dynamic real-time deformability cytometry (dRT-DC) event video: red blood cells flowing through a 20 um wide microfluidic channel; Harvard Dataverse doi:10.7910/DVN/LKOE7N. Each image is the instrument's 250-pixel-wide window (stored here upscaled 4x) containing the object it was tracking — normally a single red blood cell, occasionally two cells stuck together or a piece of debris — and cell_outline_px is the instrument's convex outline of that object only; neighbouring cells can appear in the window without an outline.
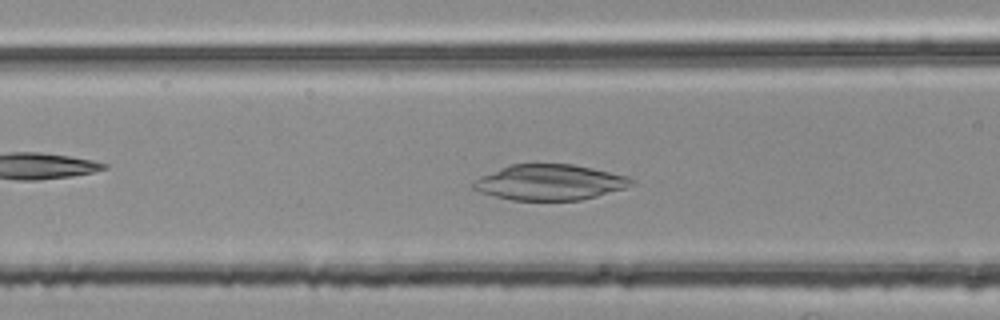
{"species": "common noctule bat (a hibernating species)", "species_latin": "Nyctalus noctula", "temperature_condition": "room temperature", "stored_images_in_passage": 49, "camera_frame_rate_fps": 3000, "um_per_image_px": 0.085, "animal": {"sex": "female", "body_mass_g": 25.1}, "frame": {"image": 1, "passage_image": 19, "time_ms": 6.0, "image_size_px": [1000, 320], "cell_outline_px": [[636, 184], [624, 188], [596, 196], [580, 200], [512, 200], [480, 192], [472, 188], [472, 184], [480, 176], [508, 164], [572, 164], [592, 168], [624, 176], [636, 180]], "centroid_in_image_um": [46.71, 15.49], "position_along_channel_um": 119.9, "area_um2": 32.6}}
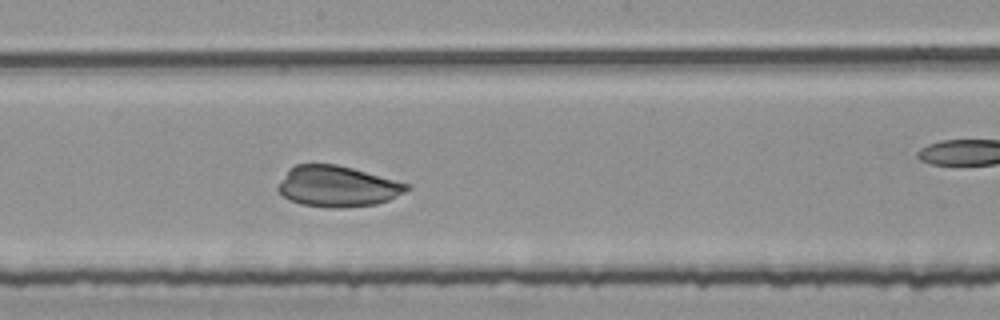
{"frame": {"image": 2, "passage_image": 27, "time_ms": 8.667, "image_size_px": [1000, 320], "cell_outline_px": [[412, 188], [388, 200], [376, 204], [336, 208], [332, 208], [300, 204], [288, 200], [276, 188], [288, 168], [296, 164], [336, 164], [352, 168], [412, 184]], "centroid_in_image_um": [28.68, 15.83], "position_along_channel_um": 219.5, "area_um2": 30.75}}
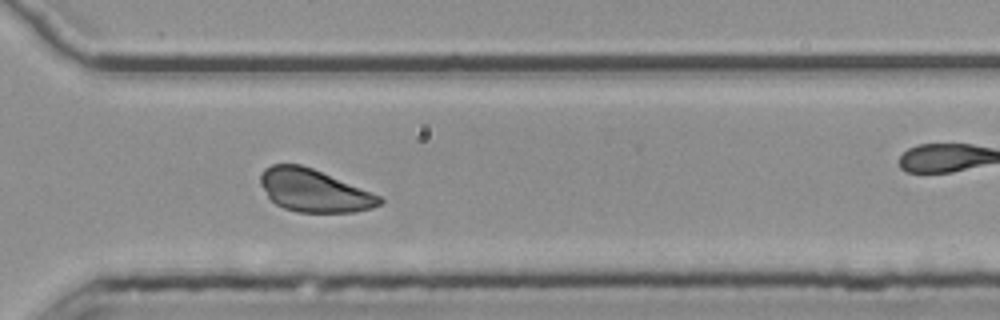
{"frame": {"image": 3, "passage_image": 37, "time_ms": 12.0, "image_size_px": [1000, 320], "cell_outline_px": [[384, 200], [380, 204], [372, 208], [352, 212], [296, 212], [284, 208], [276, 204], [268, 196], [260, 184], [260, 176], [264, 168], [272, 164], [300, 164], [312, 168], [380, 196]], "centroid_in_image_um": [26.66, 16.2], "position_along_channel_um": 343.9, "area_um2": 29.25}}